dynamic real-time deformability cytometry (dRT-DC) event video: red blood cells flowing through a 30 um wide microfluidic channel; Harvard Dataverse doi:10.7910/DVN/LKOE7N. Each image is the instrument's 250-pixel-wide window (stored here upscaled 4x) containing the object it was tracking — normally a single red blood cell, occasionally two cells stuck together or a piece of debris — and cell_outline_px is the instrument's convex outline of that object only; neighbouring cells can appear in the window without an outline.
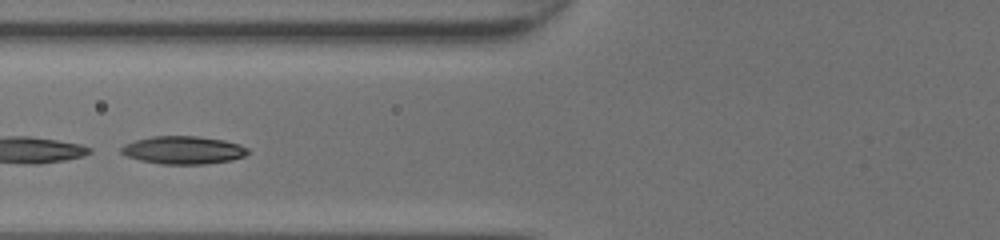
{"species": "common noctule bat (a hibernating species)", "species_latin": "Nyctalus noctula", "temperature_condition": "room temperature", "stored_images_in_passage": 40, "camera_frame_rate_fps": 3000, "um_per_image_px": 0.085, "animal": {"sex": "female", "body_mass_g": 20.0, "forearm_length_mm": 54.0}, "frame": {"image": 1, "passage_image": 13, "time_ms": 4.0, "image_size_px": [1000, 240], "cell_outline_px": [[252, 152], [244, 156], [232, 160], [204, 164], [160, 164], [140, 160], [128, 156], [120, 152], [120, 148], [124, 144], [136, 140], [152, 136], [196, 136], [224, 140], [240, 144], [248, 148]], "centroid_in_image_um": [15.61, 12.76], "position_along_channel_um": 110.2, "area_um2": 20.69}}
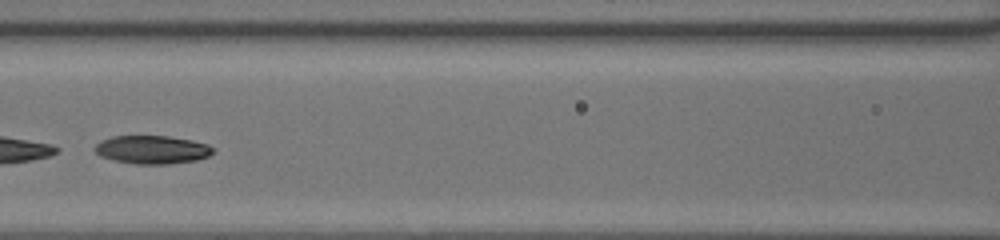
{"frame": {"image": 2, "passage_image": 16, "time_ms": 5.0, "image_size_px": [1000, 240], "cell_outline_px": [[216, 152], [208, 156], [196, 160], [168, 164], [136, 164], [112, 160], [100, 156], [92, 148], [100, 140], [112, 136], [168, 136], [192, 140], [208, 144], [216, 148]], "centroid_in_image_um": [12.94, 12.72], "position_along_channel_um": 153.7, "area_um2": 19.77}, "authors_computed_cell_mechanics": {"area_um2": 21.0103, "velocity_mm_per_s": 4.3359, "shape_relaxation_time_tau1_ms": 6.2167, "shape_relaxation_time_tau2_ms": 4.6539, "deformation_change_tau1": 0.1643, "deformation_change_tau2": 0.0987}}